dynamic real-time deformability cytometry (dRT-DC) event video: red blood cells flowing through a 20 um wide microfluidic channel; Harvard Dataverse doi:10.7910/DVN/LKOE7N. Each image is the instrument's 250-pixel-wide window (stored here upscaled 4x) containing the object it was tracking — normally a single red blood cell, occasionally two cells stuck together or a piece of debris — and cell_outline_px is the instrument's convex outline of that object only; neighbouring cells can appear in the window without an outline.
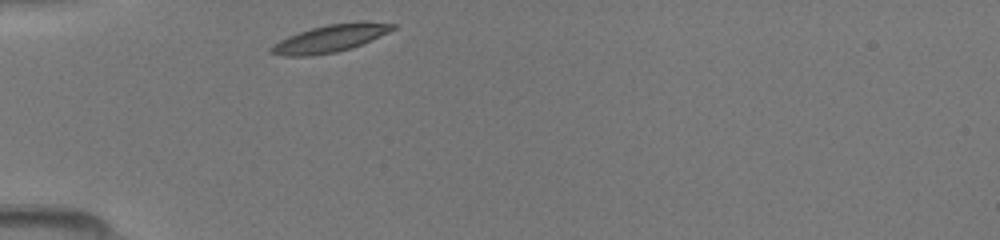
{"species": "common noctule bat (a hibernating species)", "species_latin": "Nyctalus noctula", "temperature_condition": "room temperature", "stored_images_in_passage": 29, "camera_frame_rate_fps": 3000, "um_per_image_px": 0.085, "animal": {"sex": "female", "body_mass_g": 19.5, "forearm_length_mm": 54.1}, "frame": {"image": 1, "passage_image": 1, "time_ms": 0.0, "image_size_px": [1000, 240], "cell_outline_px": [[396, 28], [388, 32], [352, 48], [336, 52], [312, 56], [284, 56], [268, 52], [268, 48], [272, 44], [288, 36], [312, 28], [328, 24], [360, 20], [396, 24]], "centroid_in_image_um": [28.05, 3.26], "position_along_channel_um": 56.9, "area_um2": 19.54}}
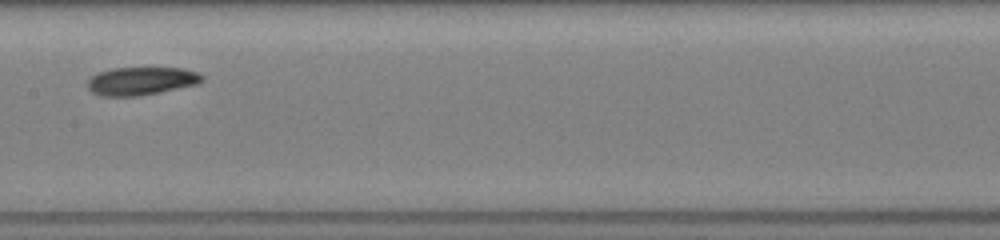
{"frame": {"image": 2, "passage_image": 12, "time_ms": 3.667, "image_size_px": [1000, 240], "cell_outline_px": [[204, 80], [200, 84], [140, 96], [100, 96], [92, 92], [88, 88], [88, 80], [92, 76], [100, 72], [112, 68], [180, 68], [200, 72], [204, 76]], "centroid_in_image_um": [12.06, 6.89], "position_along_channel_um": 195.3, "area_um2": 18.9}}
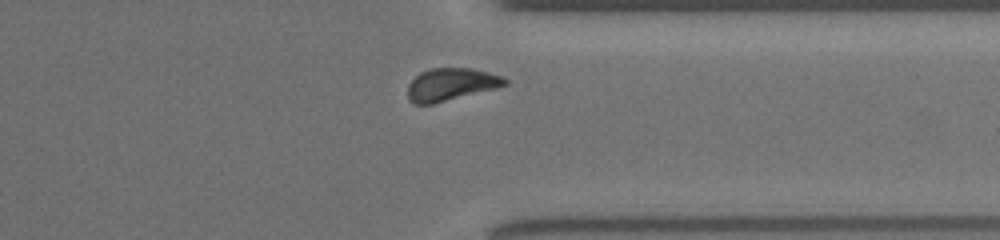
{"frame": {"image": 3, "passage_image": 25, "time_ms": 8.0, "image_size_px": [1000, 240], "cell_outline_px": [[508, 84], [496, 88], [432, 104], [416, 104], [408, 100], [408, 84], [420, 72], [428, 68], [472, 68], [504, 76], [508, 80]], "centroid_in_image_um": [38.34, 7.16], "position_along_channel_um": 373.1, "area_um2": 18.44}}